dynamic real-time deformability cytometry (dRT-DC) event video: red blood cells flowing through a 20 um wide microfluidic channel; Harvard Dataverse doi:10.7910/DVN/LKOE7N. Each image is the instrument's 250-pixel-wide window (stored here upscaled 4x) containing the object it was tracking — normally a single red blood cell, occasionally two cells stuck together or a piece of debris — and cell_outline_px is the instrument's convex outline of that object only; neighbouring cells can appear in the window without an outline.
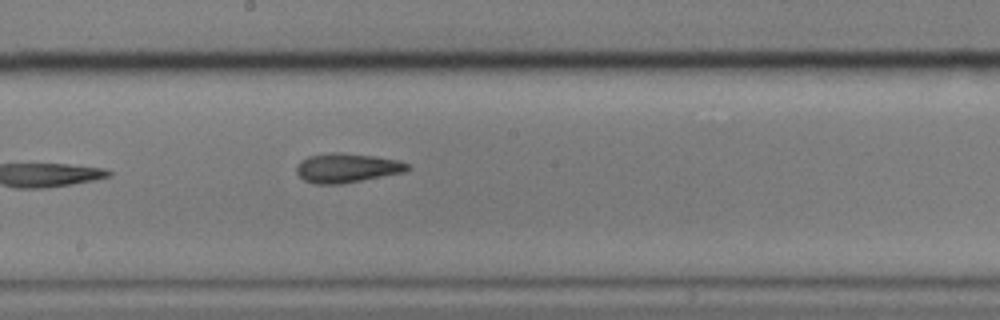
{"species": "common noctule bat (a hibernating species)", "species_latin": "Nyctalus noctula", "temperature_condition": "cold", "stored_images_in_passage": 5, "camera_frame_rate_fps": 3000, "um_per_image_px": 0.085, "animal": {"sex": "male", "body_mass_g": 17.9}, "frame": {"image": 1, "passage_image": 5, "time_ms": 5.0, "image_size_px": [1000, 320], "cell_outline_px": [[412, 168], [404, 172], [340, 184], [316, 184], [304, 180], [296, 172], [296, 164], [300, 160], [308, 156], [332, 152], [340, 152], [376, 156], [400, 160], [408, 164]], "centroid_in_image_um": [29.48, 14.26], "position_along_channel_um": 218.7, "area_um2": 19.07}}